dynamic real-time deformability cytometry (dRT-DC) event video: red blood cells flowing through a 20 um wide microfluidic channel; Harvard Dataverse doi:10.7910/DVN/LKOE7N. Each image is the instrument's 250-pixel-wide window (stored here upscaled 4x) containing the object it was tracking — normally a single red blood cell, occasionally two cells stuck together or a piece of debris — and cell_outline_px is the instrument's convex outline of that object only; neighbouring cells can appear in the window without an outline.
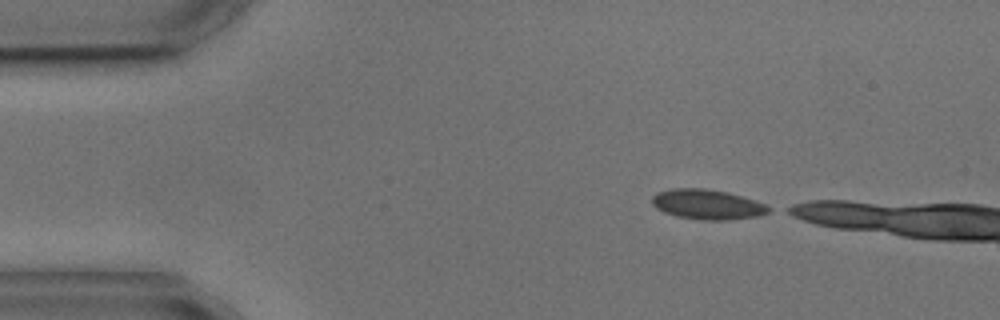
{"species": "common noctule bat (a hibernating species)", "species_latin": "Nyctalus noctula", "temperature_condition": "cold", "stored_images_in_passage": 3, "camera_frame_rate_fps": 3000, "um_per_image_px": 0.085, "animal": {"sex": "male", "body_mass_g": 17.9, "forearm_length_mm": 54.2}, "frame": {"image": 1, "passage_image": 1, "time_ms": 0.0, "image_size_px": [1000, 320], "cell_outline_px": [[772, 208], [768, 212], [760, 216], [728, 220], [704, 220], [676, 216], [664, 212], [656, 208], [652, 204], [652, 196], [656, 192], [672, 188], [704, 188], [728, 192], [756, 200]], "centroid_in_image_um": [60.12, 17.37], "position_along_channel_um": 24.9, "area_um2": 20.52}}